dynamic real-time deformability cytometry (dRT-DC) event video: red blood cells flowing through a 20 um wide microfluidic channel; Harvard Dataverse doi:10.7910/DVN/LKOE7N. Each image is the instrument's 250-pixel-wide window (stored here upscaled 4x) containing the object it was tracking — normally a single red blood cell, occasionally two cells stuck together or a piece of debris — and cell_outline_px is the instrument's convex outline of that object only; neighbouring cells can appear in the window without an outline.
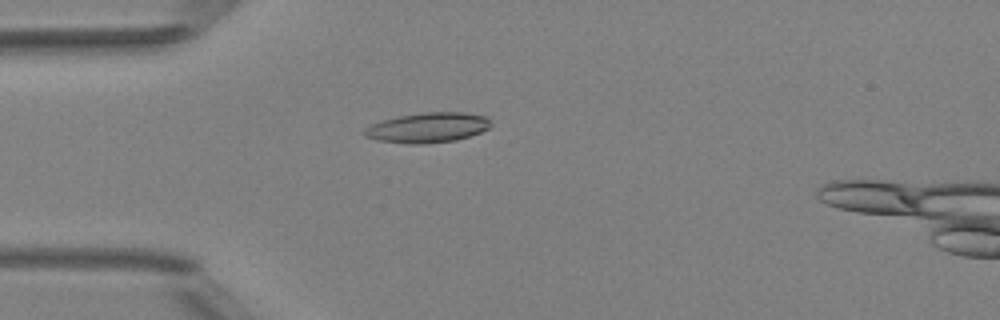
{"species": "Egyptian fruit bat (a non-hibernating species)", "species_latin": "Rousettus aegyptiacus", "temperature_condition": "room temperature", "stored_images_in_passage": 4, "camera_frame_rate_fps": 3000, "um_per_image_px": 0.085, "animal": {"sex": "female"}, "frame": {"image": 1, "passage_image": 2, "time_ms": 1.333, "image_size_px": [1000, 320], "cell_outline_px": [[492, 124], [488, 128], [480, 132], [456, 140], [420, 144], [408, 144], [376, 140], [364, 136], [360, 132], [364, 128], [372, 124], [384, 120], [400, 116], [424, 112], [464, 112], [488, 116]], "centroid_in_image_um": [36.34, 10.84], "position_along_channel_um": 48.7, "area_um2": 22.2}}
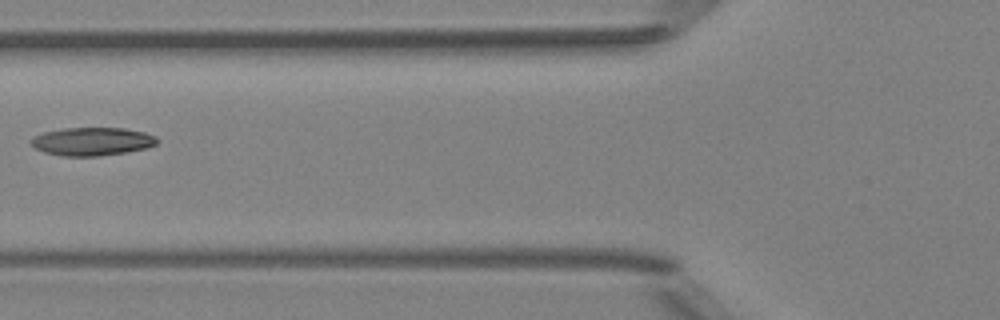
{"frame": {"image": 2, "passage_image": 4, "time_ms": 3.333, "image_size_px": [1000, 320], "cell_outline_px": [[160, 140], [156, 144], [144, 148], [124, 152], [100, 156], [60, 156], [44, 152], [36, 148], [28, 140], [32, 136], [44, 132], [64, 128], [124, 128], [144, 132], [156, 136]], "centroid_in_image_um": [7.8, 12.02], "position_along_channel_um": 118.0, "area_um2": 20.75}}